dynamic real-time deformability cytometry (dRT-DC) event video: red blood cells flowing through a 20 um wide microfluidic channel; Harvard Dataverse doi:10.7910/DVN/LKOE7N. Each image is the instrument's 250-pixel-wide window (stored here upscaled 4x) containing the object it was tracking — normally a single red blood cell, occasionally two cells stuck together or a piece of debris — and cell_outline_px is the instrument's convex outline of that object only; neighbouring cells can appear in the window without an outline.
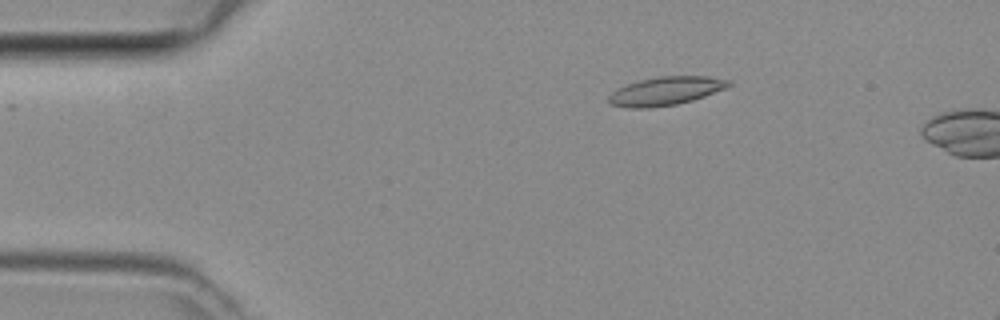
{"species": "common noctule bat (a hibernating species)", "species_latin": "Nyctalus noctula", "temperature_condition": "room temperature", "stored_images_in_passage": 4, "camera_frame_rate_fps": 3000, "um_per_image_px": 0.085, "animal": {"sex": "female", "body_mass_g": 29.2, "forearm_length_mm": 56.3}, "frame": {"image": 1, "passage_image": 3, "time_ms": 0.667, "image_size_px": [1000, 320], "cell_outline_px": [[732, 84], [724, 88], [704, 96], [692, 100], [676, 104], [648, 108], [632, 108], [612, 104], [608, 100], [608, 96], [612, 92], [628, 84], [640, 80], [660, 76], [708, 76], [732, 80]], "centroid_in_image_um": [56.62, 7.72], "position_along_channel_um": 28.4, "area_um2": 19.59}}